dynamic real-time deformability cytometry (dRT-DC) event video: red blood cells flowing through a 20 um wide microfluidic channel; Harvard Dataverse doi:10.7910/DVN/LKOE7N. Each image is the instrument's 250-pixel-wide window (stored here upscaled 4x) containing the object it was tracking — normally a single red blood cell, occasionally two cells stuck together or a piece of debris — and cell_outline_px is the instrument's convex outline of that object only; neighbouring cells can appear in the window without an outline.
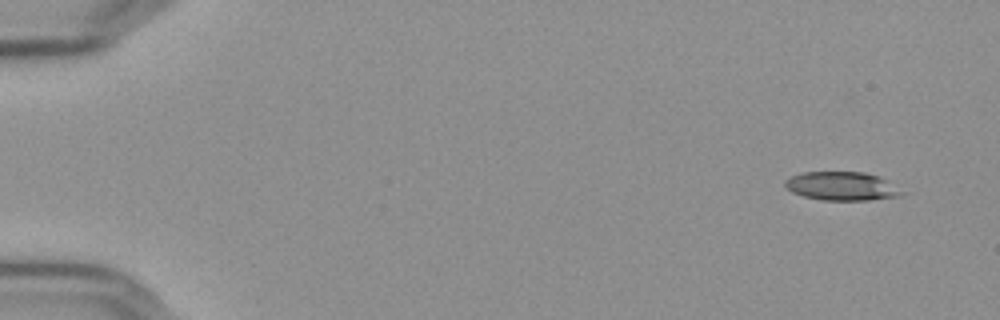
{"species": "Egyptian fruit bat (a non-hibernating species)", "species_latin": "Rousettus aegyptiacus", "temperature_condition": "cold", "stored_images_in_passage": 5, "camera_frame_rate_fps": 3000, "um_per_image_px": 0.085, "frame": {"image": 1, "passage_image": 1, "time_ms": 0.0, "image_size_px": [1000, 320], "cell_outline_px": [[908, 192], [904, 196], [868, 200], [824, 200], [804, 196], [792, 192], [784, 184], [784, 180], [792, 176], [804, 172], [864, 172], [880, 176]], "centroid_in_image_um": [71.65, 15.82], "position_along_channel_um": 13.3, "area_um2": 19.71}}